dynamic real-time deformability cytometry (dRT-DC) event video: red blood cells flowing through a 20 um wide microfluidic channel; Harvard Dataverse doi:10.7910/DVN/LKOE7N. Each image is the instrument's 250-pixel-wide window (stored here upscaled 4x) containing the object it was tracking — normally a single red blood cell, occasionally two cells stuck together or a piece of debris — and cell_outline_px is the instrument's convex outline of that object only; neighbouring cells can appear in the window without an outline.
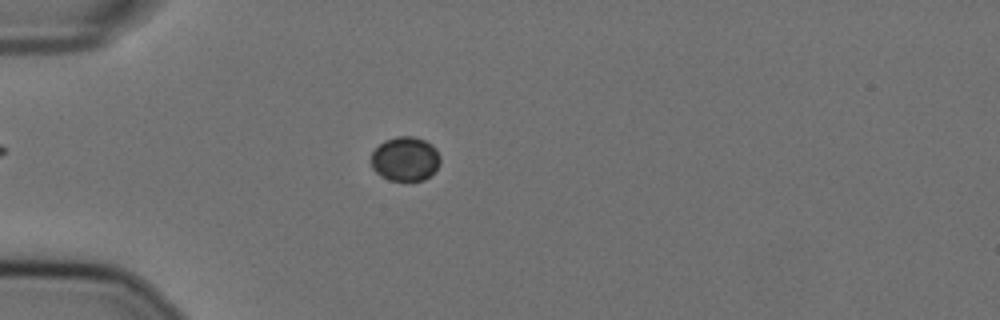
{"species": "Egyptian fruit bat (a non-hibernating species)", "species_latin": "Rousettus aegyptiacus", "temperature_condition": "cold", "stored_images_in_passage": 53, "camera_frame_rate_fps": 3000, "um_per_image_px": 0.085, "animal": {"sex": "female"}, "frame": {"image": 1, "passage_image": 13, "time_ms": 4.0, "image_size_px": [1000, 320], "cell_outline_px": [[440, 164], [424, 180], [388, 180], [380, 176], [372, 168], [372, 152], [384, 140], [396, 136], [412, 136], [424, 140], [432, 144], [436, 148], [440, 156]], "centroid_in_image_um": [34.44, 13.49], "position_along_channel_um": 50.6, "area_um2": 17.8}}
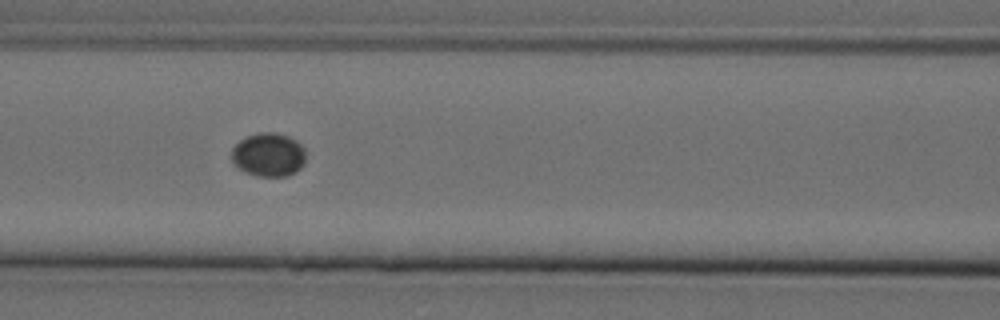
{"frame": {"image": 2, "passage_image": 22, "time_ms": 7.0, "image_size_px": [1000, 320], "cell_outline_px": [[304, 164], [296, 172], [288, 176], [256, 176], [240, 168], [232, 160], [232, 148], [244, 136], [260, 132], [276, 132], [288, 136], [296, 140], [304, 148]], "centroid_in_image_um": [22.84, 13.13], "position_along_channel_um": 143.8, "area_um2": 18.84}}
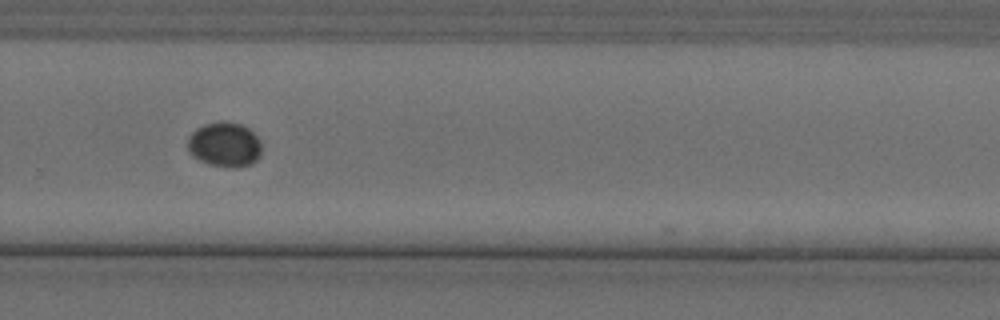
{"frame": {"image": 3, "passage_image": 36, "time_ms": 11.667, "image_size_px": [1000, 320], "cell_outline_px": [[260, 156], [252, 164], [236, 168], [228, 168], [208, 164], [192, 156], [188, 152], [188, 136], [196, 128], [204, 124], [220, 120], [224, 120], [240, 124], [248, 128], [260, 140]], "centroid_in_image_um": [19.07, 12.29], "position_along_channel_um": 310.7, "area_um2": 19.59}}